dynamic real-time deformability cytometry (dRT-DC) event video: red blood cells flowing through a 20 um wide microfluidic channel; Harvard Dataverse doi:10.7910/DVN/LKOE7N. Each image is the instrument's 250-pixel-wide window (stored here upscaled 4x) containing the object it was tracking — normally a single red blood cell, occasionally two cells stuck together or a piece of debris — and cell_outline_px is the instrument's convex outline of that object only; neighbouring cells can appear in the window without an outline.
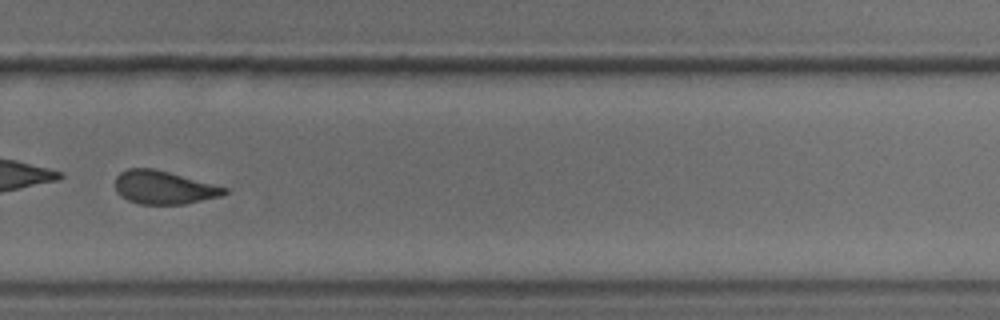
{"species": "common noctule bat (a hibernating species)", "species_latin": "Nyctalus noctula", "temperature_condition": "cold", "stored_images_in_passage": 52, "camera_frame_rate_fps": 3000, "um_per_image_px": 0.085, "animal": {"sex": "male", "body_mass_g": 18.8}, "frame": {"image": 1, "passage_image": 37, "time_ms": 12.0, "image_size_px": [1000, 320], "cell_outline_px": [[228, 192], [220, 196], [184, 204], [140, 204], [128, 200], [120, 196], [116, 192], [116, 176], [120, 172], [128, 168], [152, 168], [168, 172], [228, 188]], "centroid_in_image_um": [13.89, 15.94], "position_along_channel_um": 315.9, "area_um2": 20.98}, "authors_computed_cell_mechanics": {"area_um2": 22.9466, "velocity_mm_per_s": 3.7929, "shape_relaxation_time_tau1_ms": 6.6652, "shape_relaxation_time_tau2_ms": 2.0452, "deformation_change_tau1": 0.1523, "deformation_change_tau2": 0.0963}}